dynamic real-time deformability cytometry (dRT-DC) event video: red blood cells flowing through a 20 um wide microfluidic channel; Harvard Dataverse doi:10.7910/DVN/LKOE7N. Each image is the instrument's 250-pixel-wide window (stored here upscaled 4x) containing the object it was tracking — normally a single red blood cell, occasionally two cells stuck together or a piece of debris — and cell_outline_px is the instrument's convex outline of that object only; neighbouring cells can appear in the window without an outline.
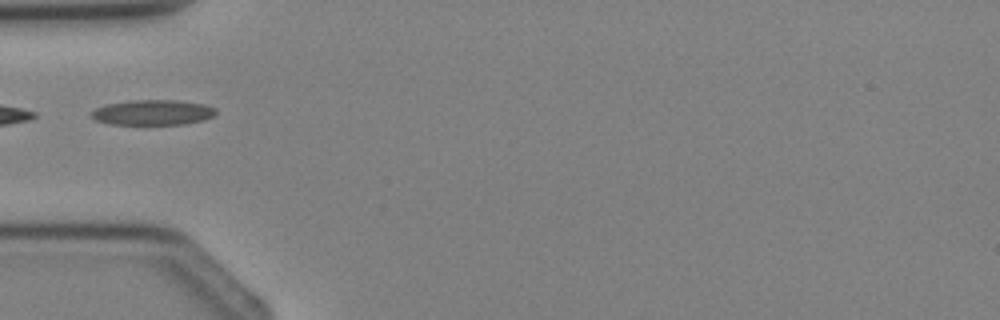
{"species": "Egyptian fruit bat (a non-hibernating species)", "species_latin": "Rousettus aegyptiacus", "temperature_condition": "cold", "stored_images_in_passage": 3, "segment_of_instrument_passage": [2, 2], "camera_frame_rate_fps": 3000, "um_per_image_px": 0.085, "animal": {"sex": "female"}, "frame": {"image": 1, "passage_image": 3, "time_ms": 2.333, "image_size_px": [1000, 320], "cell_outline_px": [[216, 112], [212, 116], [204, 120], [184, 124], [108, 124], [96, 120], [88, 112], [96, 108], [108, 104], [136, 100], [176, 100], [204, 104], [216, 108]], "centroid_in_image_um": [12.98, 9.56], "position_along_channel_um": 72.0, "area_um2": 18.21}}